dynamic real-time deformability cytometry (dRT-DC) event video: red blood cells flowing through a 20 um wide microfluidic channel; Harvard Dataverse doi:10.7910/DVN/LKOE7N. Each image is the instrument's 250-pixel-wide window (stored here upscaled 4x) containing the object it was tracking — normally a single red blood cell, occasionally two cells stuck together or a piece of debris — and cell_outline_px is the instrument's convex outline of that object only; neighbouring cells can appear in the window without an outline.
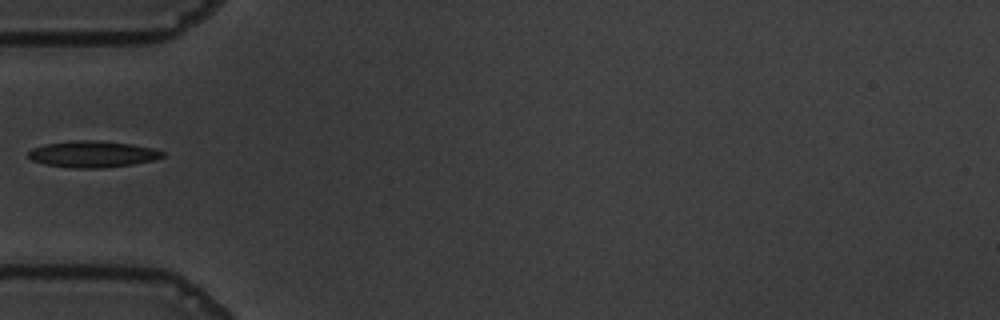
{"species": "common noctule bat (a hibernating species)", "species_latin": "Nyctalus noctula", "temperature_condition": "warm", "stored_images_in_passage": 33, "camera_frame_rate_fps": 3000, "um_per_image_px": 0.085, "animal": {"sex": "male", "body_mass_g": 19.5, "forearm_length_mm": 54.6}, "frame": {"image": 1, "passage_image": 1, "time_ms": 0.0, "image_size_px": [1000, 320], "cell_outline_px": [[164, 156], [152, 160], [132, 164], [104, 168], [72, 168], [44, 164], [32, 160], [28, 156], [28, 152], [32, 148], [44, 144], [72, 140], [96, 140], [132, 144], [152, 148], [164, 152]], "centroid_in_image_um": [7.83, 13.1], "position_along_channel_um": 77.2, "area_um2": 20.69}}
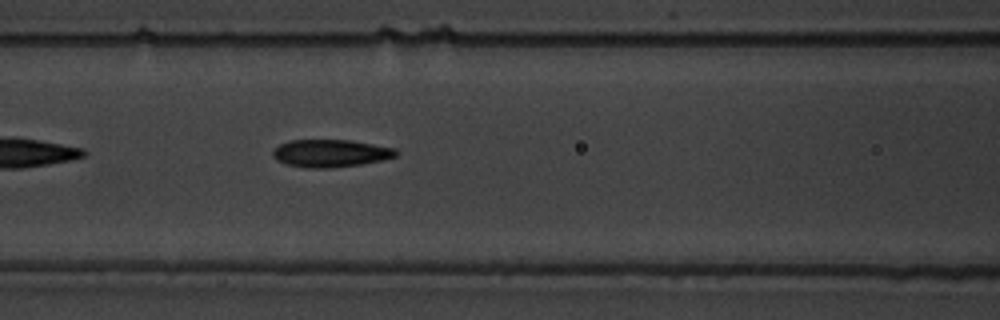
{"frame": {"image": 2, "passage_image": 6, "time_ms": 1.667, "image_size_px": [1000, 320], "cell_outline_px": [[400, 152], [396, 156], [380, 160], [360, 164], [328, 168], [308, 168], [288, 164], [276, 160], [272, 156], [272, 152], [280, 144], [288, 140], [348, 140], [396, 148]], "centroid_in_image_um": [28.09, 13.02], "position_along_channel_um": 138.5, "area_um2": 19.65}}
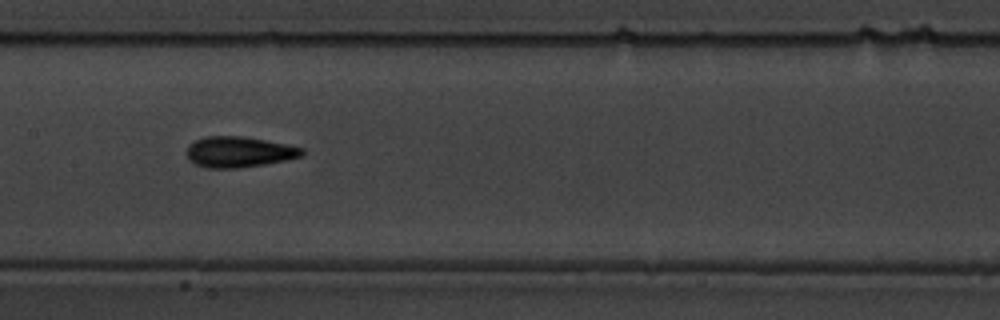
{"frame": {"image": 3, "passage_image": 10, "time_ms": 3.0, "image_size_px": [1000, 320], "cell_outline_px": [[304, 156], [264, 164], [236, 168], [208, 168], [196, 164], [188, 160], [184, 152], [188, 144], [204, 136], [244, 136], [304, 148]], "centroid_in_image_um": [20.25, 12.91], "position_along_channel_um": 187.1, "area_um2": 20.75}}